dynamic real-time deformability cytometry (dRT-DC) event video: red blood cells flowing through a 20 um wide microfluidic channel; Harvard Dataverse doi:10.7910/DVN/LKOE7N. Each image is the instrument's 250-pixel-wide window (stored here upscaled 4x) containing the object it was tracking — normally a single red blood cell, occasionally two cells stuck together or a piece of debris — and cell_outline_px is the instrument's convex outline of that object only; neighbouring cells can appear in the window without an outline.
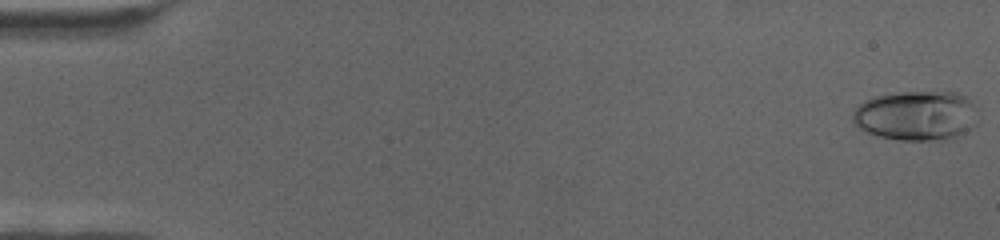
{"species": "human", "species_latin": "Homo sapiens", "temperature_condition": "cold", "stored_images_in_passage": 68, "camera_frame_rate_fps": 3000, "um_per_image_px": 0.085, "donor": {"sex": "female"}, "frame": {"image": 1, "passage_image": 1, "time_ms": 0.0, "image_size_px": [1000, 240], "cell_outline_px": [[976, 124], [972, 128], [952, 140], [900, 140], [876, 136], [860, 128], [852, 120], [852, 112], [856, 104], [864, 100], [876, 96], [904, 92], [956, 92], [972, 100], [976, 112]], "centroid_in_image_um": [77.89, 9.84], "position_along_channel_um": 7.1, "area_um2": 36.7}}
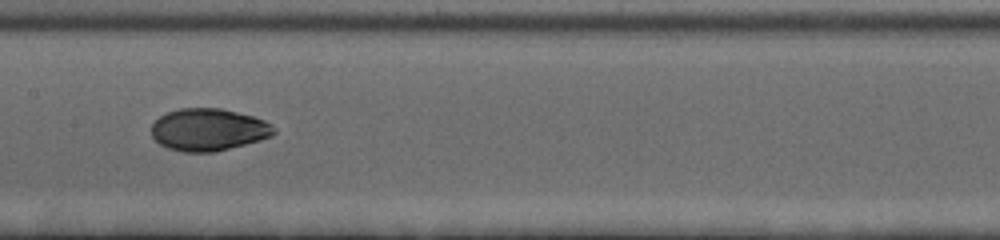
{"frame": {"image": 2, "passage_image": 35, "time_ms": 11.333, "image_size_px": [1000, 240], "cell_outline_px": [[276, 132], [272, 136], [260, 140], [216, 152], [184, 152], [168, 148], [160, 144], [152, 136], [152, 124], [160, 116], [168, 112], [180, 108], [220, 108], [252, 116], [264, 120], [272, 124], [276, 128]], "centroid_in_image_um": [17.74, 11.02], "position_along_channel_um": 189.7, "area_um2": 30.17}}
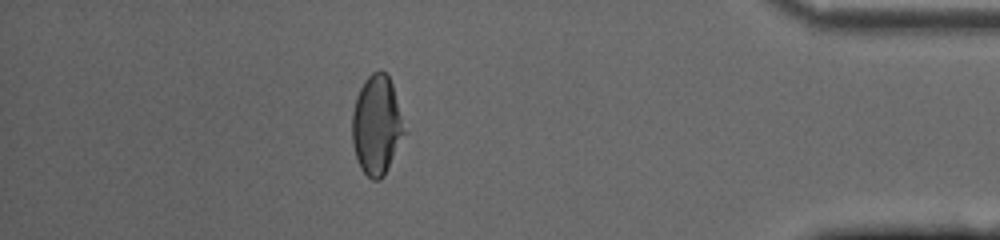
{"frame": {"image": 3, "passage_image": 60, "time_ms": 19.667, "image_size_px": [1000, 240], "cell_outline_px": [[408, 132], [384, 176], [380, 180], [372, 180], [360, 168], [356, 160], [352, 144], [352, 112], [356, 96], [364, 80], [372, 72], [380, 68], [388, 76], [392, 84]], "centroid_in_image_um": [32.04, 10.65], "position_along_channel_um": 403.2, "area_um2": 30.98}}